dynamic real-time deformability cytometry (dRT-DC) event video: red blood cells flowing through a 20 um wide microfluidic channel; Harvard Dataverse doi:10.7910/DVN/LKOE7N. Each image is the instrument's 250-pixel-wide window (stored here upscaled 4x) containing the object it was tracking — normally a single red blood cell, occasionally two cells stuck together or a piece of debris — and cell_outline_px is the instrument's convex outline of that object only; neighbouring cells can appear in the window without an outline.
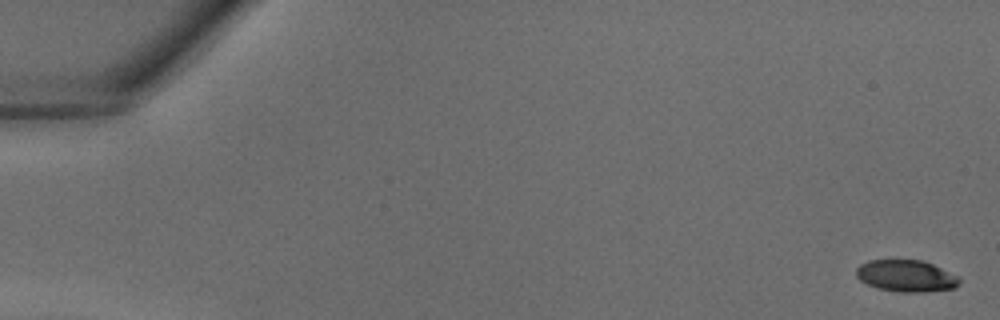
{"species": "common noctule bat (a hibernating species)", "species_latin": "Nyctalus noctula", "temperature_condition": "warm", "stored_images_in_passage": 39, "camera_frame_rate_fps": 3000, "um_per_image_px": 0.085, "animal": {"sex": "male", "body_mass_g": 18.8}, "frame": {"image": 1, "passage_image": 1, "time_ms": 0.0, "image_size_px": [1000, 320], "cell_outline_px": [[960, 284], [956, 288], [924, 292], [900, 292], [876, 288], [860, 280], [856, 276], [856, 268], [860, 264], [868, 260], [920, 260], [932, 264], [956, 276], [960, 280]], "centroid_in_image_um": [77.0, 23.46], "position_along_channel_um": 8.0, "area_um2": 19.02}}
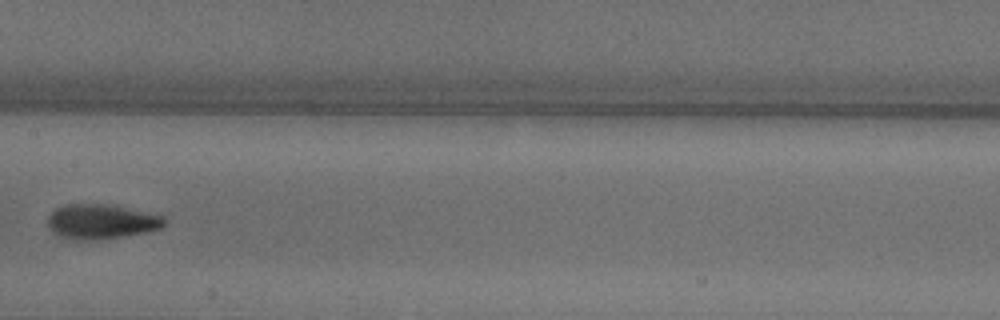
{"frame": {"image": 2, "passage_image": 21, "time_ms": 6.667, "image_size_px": [1000, 320], "cell_outline_px": [[164, 224], [160, 228], [148, 232], [124, 236], [96, 240], [68, 240], [52, 232], [48, 228], [48, 216], [56, 208], [64, 204], [108, 204], [164, 216]], "centroid_in_image_um": [8.56, 18.85], "position_along_channel_um": 198.8, "area_um2": 23.7}}
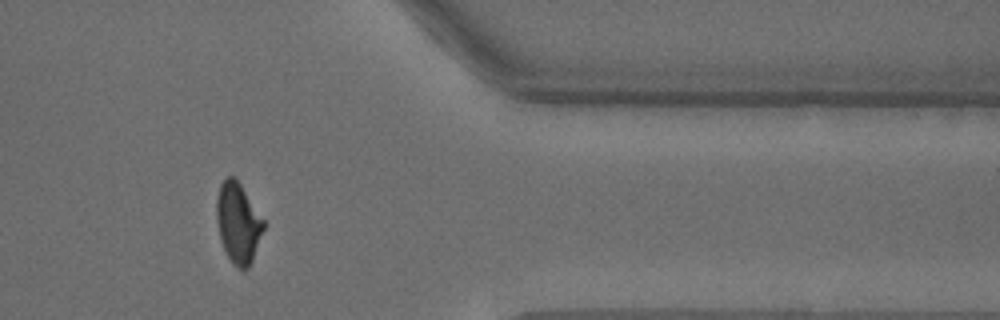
{"frame": {"image": 3, "passage_image": 33, "time_ms": 10.667, "image_size_px": [1000, 320], "cell_outline_px": [[264, 228], [252, 260], [248, 268], [236, 268], [232, 264], [224, 248], [220, 236], [216, 220], [216, 196], [220, 184], [228, 176], [236, 176], [264, 220]], "centroid_in_image_um": [20.23, 18.9], "position_along_channel_um": 391.2, "area_um2": 21.96}}